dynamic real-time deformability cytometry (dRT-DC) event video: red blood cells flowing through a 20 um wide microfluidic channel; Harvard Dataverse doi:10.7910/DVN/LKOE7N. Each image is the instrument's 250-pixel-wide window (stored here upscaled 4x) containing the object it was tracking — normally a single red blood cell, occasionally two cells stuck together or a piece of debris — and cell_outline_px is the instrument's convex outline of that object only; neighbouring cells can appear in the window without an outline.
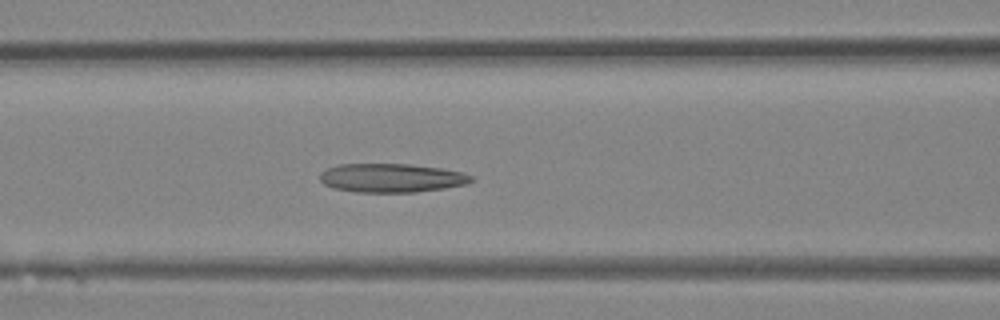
{"species": "Egyptian fruit bat (a non-hibernating species)", "species_latin": "Rousettus aegyptiacus", "temperature_condition": "room temperature", "stored_images_in_passage": 38, "camera_frame_rate_fps": 3000, "um_per_image_px": 0.085, "animal": {"sex": "female"}, "frame": {"image": 1, "passage_image": 16, "time_ms": 5.0, "image_size_px": [1000, 320], "cell_outline_px": [[472, 180], [468, 184], [444, 188], [416, 192], [356, 192], [332, 188], [324, 184], [320, 180], [320, 172], [328, 168], [340, 164], [412, 164], [440, 168], [460, 172], [472, 176]], "centroid_in_image_um": [33.25, 15.12], "position_along_channel_um": 133.4, "area_um2": 25.37}}
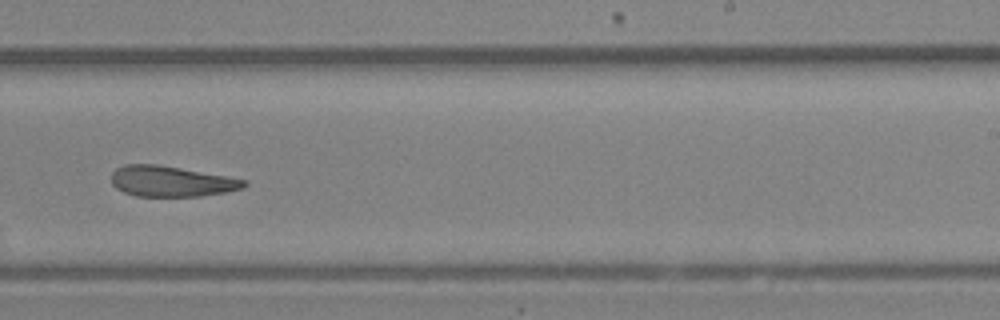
{"frame": {"image": 2, "passage_image": 24, "time_ms": 7.667, "image_size_px": [1000, 320], "cell_outline_px": [[248, 184], [244, 188], [228, 192], [200, 196], [136, 196], [124, 192], [116, 188], [112, 184], [112, 172], [116, 168], [124, 164], [156, 164], [180, 168], [248, 180]], "centroid_in_image_um": [14.57, 15.41], "position_along_channel_um": 274.4, "area_um2": 23.7}}
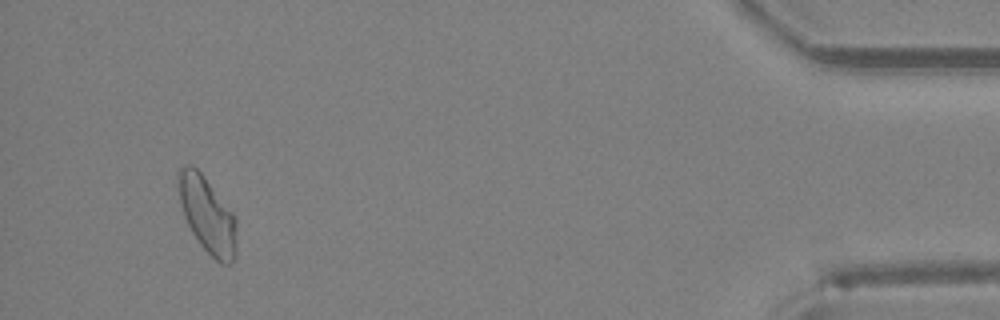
{"frame": {"image": 3, "passage_image": 36, "time_ms": 11.667, "image_size_px": [1000, 320], "cell_outline_px": [[236, 256], [228, 264], [220, 264], [200, 244], [192, 232], [184, 216], [180, 200], [176, 180], [176, 176], [180, 168], [184, 164], [192, 164], [204, 176], [236, 216]], "centroid_in_image_um": [17.62, 18.23], "position_along_channel_um": 417.6, "area_um2": 25.89}}